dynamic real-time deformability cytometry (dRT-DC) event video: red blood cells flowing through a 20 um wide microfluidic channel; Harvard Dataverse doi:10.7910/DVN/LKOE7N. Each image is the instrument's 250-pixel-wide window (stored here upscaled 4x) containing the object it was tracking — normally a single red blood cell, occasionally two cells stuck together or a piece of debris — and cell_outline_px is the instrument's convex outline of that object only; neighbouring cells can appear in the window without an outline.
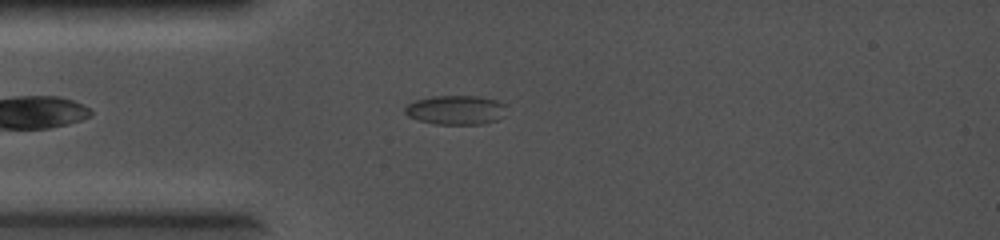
{"species": "common noctule bat (a hibernating species)", "species_latin": "Nyctalus noctula", "temperature_condition": "cold", "stored_images_in_passage": 1, "camera_frame_rate_fps": 5000, "um_per_image_px": 0.085, "animal": {"sex": "female", "body_mass_g": 19.0, "forearm_length_mm": 56.7}, "frame": {"image": 1, "passage_image": 1, "time_ms": 0.0, "image_size_px": [1000, 240], "cell_outline_px": [[508, 104], [500, 120], [480, 124], [436, 124], [420, 120], [408, 116], [404, 112], [404, 108], [408, 104], [416, 100], [432, 96], [480, 96], [496, 100]], "centroid_in_image_um": [38.78, 9.34], "position_along_channel_um": 46.2, "area_um2": 17.4}}